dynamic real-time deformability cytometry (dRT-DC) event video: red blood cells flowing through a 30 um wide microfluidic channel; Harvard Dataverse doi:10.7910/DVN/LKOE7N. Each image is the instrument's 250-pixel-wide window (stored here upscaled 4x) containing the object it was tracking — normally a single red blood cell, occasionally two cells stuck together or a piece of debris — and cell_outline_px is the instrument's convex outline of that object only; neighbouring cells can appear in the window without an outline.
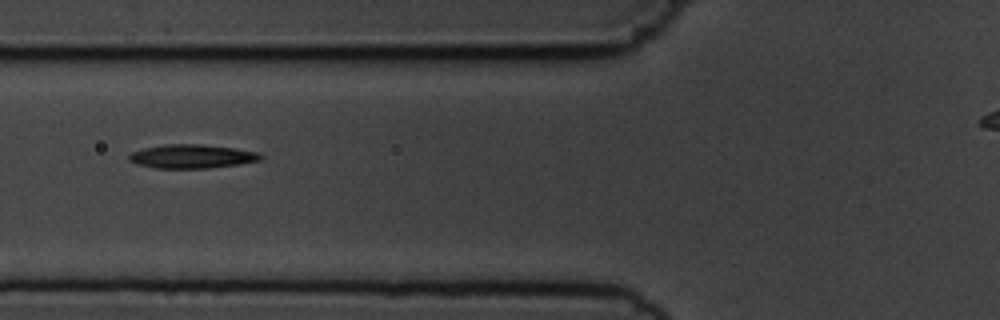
{"species": "common noctule bat (a hibernating species)", "species_latin": "Nyctalus noctula", "temperature_condition": "cold", "stored_images_in_passage": 9, "camera_frame_rate_fps": 3000, "um_per_image_px": 0.085, "animal": {"sex": "male", "body_mass_g": 19.5, "forearm_length_mm": 54.6}, "frame": {"image": 1, "passage_image": 4, "time_ms": 3.333, "image_size_px": [1000, 320], "cell_outline_px": [[264, 156], [260, 160], [240, 164], [208, 168], [156, 168], [140, 164], [128, 160], [128, 156], [132, 152], [144, 148], [164, 144], [200, 144], [236, 148], [256, 152]], "centroid_in_image_um": [16.33, 13.28], "position_along_channel_um": 109.5, "area_um2": 18.15}}
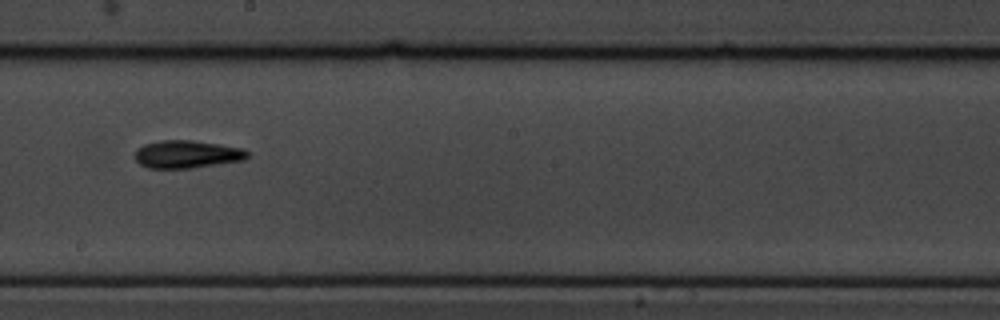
{"frame": {"image": 2, "passage_image": 7, "time_ms": 6.667, "image_size_px": [1000, 320], "cell_outline_px": [[248, 156], [244, 160], [192, 168], [148, 168], [140, 164], [136, 160], [136, 148], [144, 144], [160, 140], [192, 140], [220, 144], [244, 148], [248, 152]], "centroid_in_image_um": [15.9, 13.1], "position_along_channel_um": 232.3, "area_um2": 18.26}}
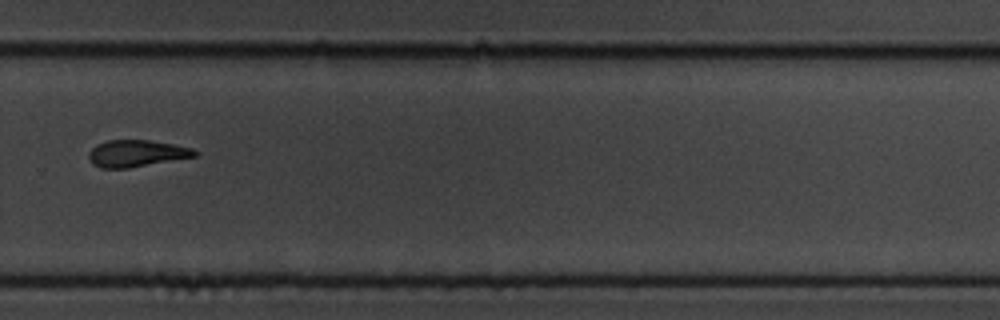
{"frame": {"image": 3, "passage_image": 9, "time_ms": 9.0, "image_size_px": [1000, 320], "cell_outline_px": [[200, 152], [196, 156], [128, 168], [100, 168], [92, 164], [88, 160], [88, 152], [96, 144], [108, 140], [148, 140], [172, 144], [192, 148]], "centroid_in_image_um": [11.56, 13.04], "position_along_channel_um": 318.2, "area_um2": 16.59}}